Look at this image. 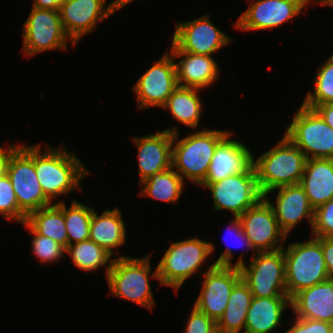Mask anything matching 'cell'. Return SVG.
Returning a JSON list of instances; mask_svg holds the SVG:
<instances>
[{
    "instance_id": "4dcf8cb0",
    "label": "cell",
    "mask_w": 333,
    "mask_h": 333,
    "mask_svg": "<svg viewBox=\"0 0 333 333\" xmlns=\"http://www.w3.org/2000/svg\"><path fill=\"white\" fill-rule=\"evenodd\" d=\"M94 208L76 201L71 202L69 208L64 202V221L68 235V245L89 239L90 221Z\"/></svg>"
},
{
    "instance_id": "4316f807",
    "label": "cell",
    "mask_w": 333,
    "mask_h": 333,
    "mask_svg": "<svg viewBox=\"0 0 333 333\" xmlns=\"http://www.w3.org/2000/svg\"><path fill=\"white\" fill-rule=\"evenodd\" d=\"M26 222L40 235L53 239L65 249L68 235L64 221V201L31 212Z\"/></svg>"
},
{
    "instance_id": "ffe728a7",
    "label": "cell",
    "mask_w": 333,
    "mask_h": 333,
    "mask_svg": "<svg viewBox=\"0 0 333 333\" xmlns=\"http://www.w3.org/2000/svg\"><path fill=\"white\" fill-rule=\"evenodd\" d=\"M279 190L276 205L268 196L263 198L271 205L280 229L287 235L303 219L307 218L313 224L314 208L310 205L304 188L300 184L276 188Z\"/></svg>"
},
{
    "instance_id": "5b68a950",
    "label": "cell",
    "mask_w": 333,
    "mask_h": 333,
    "mask_svg": "<svg viewBox=\"0 0 333 333\" xmlns=\"http://www.w3.org/2000/svg\"><path fill=\"white\" fill-rule=\"evenodd\" d=\"M283 249L285 281L288 297L299 291L329 279L323 257L321 237H312L306 242H294Z\"/></svg>"
},
{
    "instance_id": "8992f818",
    "label": "cell",
    "mask_w": 333,
    "mask_h": 333,
    "mask_svg": "<svg viewBox=\"0 0 333 333\" xmlns=\"http://www.w3.org/2000/svg\"><path fill=\"white\" fill-rule=\"evenodd\" d=\"M149 259V255L143 258L126 255L114 258L106 277L111 295L151 310L155 302L149 282L151 272Z\"/></svg>"
},
{
    "instance_id": "8d00e7d4",
    "label": "cell",
    "mask_w": 333,
    "mask_h": 333,
    "mask_svg": "<svg viewBox=\"0 0 333 333\" xmlns=\"http://www.w3.org/2000/svg\"><path fill=\"white\" fill-rule=\"evenodd\" d=\"M184 333H217V323L193 306Z\"/></svg>"
},
{
    "instance_id": "7bdbcfd3",
    "label": "cell",
    "mask_w": 333,
    "mask_h": 333,
    "mask_svg": "<svg viewBox=\"0 0 333 333\" xmlns=\"http://www.w3.org/2000/svg\"><path fill=\"white\" fill-rule=\"evenodd\" d=\"M134 0H114L116 10L121 9L122 7L126 6V4H129L130 2H133Z\"/></svg>"
},
{
    "instance_id": "8fae6325",
    "label": "cell",
    "mask_w": 333,
    "mask_h": 333,
    "mask_svg": "<svg viewBox=\"0 0 333 333\" xmlns=\"http://www.w3.org/2000/svg\"><path fill=\"white\" fill-rule=\"evenodd\" d=\"M200 186L211 191L215 211L229 210L234 217H239L263 198L253 165L245 173Z\"/></svg>"
},
{
    "instance_id": "e0dca14e",
    "label": "cell",
    "mask_w": 333,
    "mask_h": 333,
    "mask_svg": "<svg viewBox=\"0 0 333 333\" xmlns=\"http://www.w3.org/2000/svg\"><path fill=\"white\" fill-rule=\"evenodd\" d=\"M306 7L303 0H256L235 22L241 31L275 29L298 16Z\"/></svg>"
},
{
    "instance_id": "484cf974",
    "label": "cell",
    "mask_w": 333,
    "mask_h": 333,
    "mask_svg": "<svg viewBox=\"0 0 333 333\" xmlns=\"http://www.w3.org/2000/svg\"><path fill=\"white\" fill-rule=\"evenodd\" d=\"M253 295L248 285L240 279L233 287L223 316L217 322V333L245 331L247 311Z\"/></svg>"
},
{
    "instance_id": "277c9868",
    "label": "cell",
    "mask_w": 333,
    "mask_h": 333,
    "mask_svg": "<svg viewBox=\"0 0 333 333\" xmlns=\"http://www.w3.org/2000/svg\"><path fill=\"white\" fill-rule=\"evenodd\" d=\"M171 243L150 278L161 285L171 286L177 292L184 282L203 268L204 262L215 250L212 242L197 237Z\"/></svg>"
},
{
    "instance_id": "836d02e7",
    "label": "cell",
    "mask_w": 333,
    "mask_h": 333,
    "mask_svg": "<svg viewBox=\"0 0 333 333\" xmlns=\"http://www.w3.org/2000/svg\"><path fill=\"white\" fill-rule=\"evenodd\" d=\"M22 225L34 235L31 241L32 251L42 264L43 262L53 263L63 258L62 256H64L66 249L62 245L49 237L38 234L26 221Z\"/></svg>"
},
{
    "instance_id": "2e32d148",
    "label": "cell",
    "mask_w": 333,
    "mask_h": 333,
    "mask_svg": "<svg viewBox=\"0 0 333 333\" xmlns=\"http://www.w3.org/2000/svg\"><path fill=\"white\" fill-rule=\"evenodd\" d=\"M116 11L114 1L107 6L106 0H64L59 8L63 28L75 44L81 37L91 33L98 21Z\"/></svg>"
},
{
    "instance_id": "ba28073f",
    "label": "cell",
    "mask_w": 333,
    "mask_h": 333,
    "mask_svg": "<svg viewBox=\"0 0 333 333\" xmlns=\"http://www.w3.org/2000/svg\"><path fill=\"white\" fill-rule=\"evenodd\" d=\"M249 264L247 267L241 254L234 266L239 267L241 279L248 285L254 297H288L283 249L256 252Z\"/></svg>"
},
{
    "instance_id": "7402d4cb",
    "label": "cell",
    "mask_w": 333,
    "mask_h": 333,
    "mask_svg": "<svg viewBox=\"0 0 333 333\" xmlns=\"http://www.w3.org/2000/svg\"><path fill=\"white\" fill-rule=\"evenodd\" d=\"M295 317L333 324V279L305 288L291 298Z\"/></svg>"
},
{
    "instance_id": "f1b7e54d",
    "label": "cell",
    "mask_w": 333,
    "mask_h": 333,
    "mask_svg": "<svg viewBox=\"0 0 333 333\" xmlns=\"http://www.w3.org/2000/svg\"><path fill=\"white\" fill-rule=\"evenodd\" d=\"M140 184L143 186L140 195L164 202L175 203L179 200L183 192L184 180L171 167L166 171L153 174Z\"/></svg>"
},
{
    "instance_id": "b9f144b4",
    "label": "cell",
    "mask_w": 333,
    "mask_h": 333,
    "mask_svg": "<svg viewBox=\"0 0 333 333\" xmlns=\"http://www.w3.org/2000/svg\"><path fill=\"white\" fill-rule=\"evenodd\" d=\"M9 147L6 149L0 147V176L6 173V164L8 161L9 152L15 147L13 145H8Z\"/></svg>"
},
{
    "instance_id": "83f0119b",
    "label": "cell",
    "mask_w": 333,
    "mask_h": 333,
    "mask_svg": "<svg viewBox=\"0 0 333 333\" xmlns=\"http://www.w3.org/2000/svg\"><path fill=\"white\" fill-rule=\"evenodd\" d=\"M198 91L200 90L178 85L162 108L169 109L177 121L197 130L202 113V102Z\"/></svg>"
},
{
    "instance_id": "44dd1931",
    "label": "cell",
    "mask_w": 333,
    "mask_h": 333,
    "mask_svg": "<svg viewBox=\"0 0 333 333\" xmlns=\"http://www.w3.org/2000/svg\"><path fill=\"white\" fill-rule=\"evenodd\" d=\"M170 53L174 60L181 58L175 63L179 86L200 90L218 79L220 68L212 56L182 52L173 43Z\"/></svg>"
},
{
    "instance_id": "60d3db41",
    "label": "cell",
    "mask_w": 333,
    "mask_h": 333,
    "mask_svg": "<svg viewBox=\"0 0 333 333\" xmlns=\"http://www.w3.org/2000/svg\"><path fill=\"white\" fill-rule=\"evenodd\" d=\"M63 1L64 0H33L34 4L32 6L39 9L59 10Z\"/></svg>"
},
{
    "instance_id": "52a82bcc",
    "label": "cell",
    "mask_w": 333,
    "mask_h": 333,
    "mask_svg": "<svg viewBox=\"0 0 333 333\" xmlns=\"http://www.w3.org/2000/svg\"><path fill=\"white\" fill-rule=\"evenodd\" d=\"M6 174L12 183L19 208L28 216L52 202L45 196L34 166V145L16 146L9 152Z\"/></svg>"
},
{
    "instance_id": "5bb4252c",
    "label": "cell",
    "mask_w": 333,
    "mask_h": 333,
    "mask_svg": "<svg viewBox=\"0 0 333 333\" xmlns=\"http://www.w3.org/2000/svg\"><path fill=\"white\" fill-rule=\"evenodd\" d=\"M177 86L175 62L166 51L133 86L138 107H163Z\"/></svg>"
},
{
    "instance_id": "30bf717a",
    "label": "cell",
    "mask_w": 333,
    "mask_h": 333,
    "mask_svg": "<svg viewBox=\"0 0 333 333\" xmlns=\"http://www.w3.org/2000/svg\"><path fill=\"white\" fill-rule=\"evenodd\" d=\"M22 36V49L27 57L45 50H66L67 40L71 41L73 47L76 45L63 28L59 10L32 7L23 25Z\"/></svg>"
},
{
    "instance_id": "d6a6232c",
    "label": "cell",
    "mask_w": 333,
    "mask_h": 333,
    "mask_svg": "<svg viewBox=\"0 0 333 333\" xmlns=\"http://www.w3.org/2000/svg\"><path fill=\"white\" fill-rule=\"evenodd\" d=\"M0 215L8 220L24 223L27 215L19 208L9 176H0Z\"/></svg>"
},
{
    "instance_id": "3957f363",
    "label": "cell",
    "mask_w": 333,
    "mask_h": 333,
    "mask_svg": "<svg viewBox=\"0 0 333 333\" xmlns=\"http://www.w3.org/2000/svg\"><path fill=\"white\" fill-rule=\"evenodd\" d=\"M177 128L165 129V131L173 134L172 168L183 180L186 177L192 183L195 182L200 185L207 176V171L218 143L229 132L226 130L204 129L178 140L180 132H178Z\"/></svg>"
},
{
    "instance_id": "7a4b0ae2",
    "label": "cell",
    "mask_w": 333,
    "mask_h": 333,
    "mask_svg": "<svg viewBox=\"0 0 333 333\" xmlns=\"http://www.w3.org/2000/svg\"><path fill=\"white\" fill-rule=\"evenodd\" d=\"M305 154L287 137L278 141L274 148L253 157V166L259 189L268 196L274 189L300 184L304 173Z\"/></svg>"
},
{
    "instance_id": "603a6c76",
    "label": "cell",
    "mask_w": 333,
    "mask_h": 333,
    "mask_svg": "<svg viewBox=\"0 0 333 333\" xmlns=\"http://www.w3.org/2000/svg\"><path fill=\"white\" fill-rule=\"evenodd\" d=\"M300 185L314 209L333 199V159H307Z\"/></svg>"
},
{
    "instance_id": "d6986e66",
    "label": "cell",
    "mask_w": 333,
    "mask_h": 333,
    "mask_svg": "<svg viewBox=\"0 0 333 333\" xmlns=\"http://www.w3.org/2000/svg\"><path fill=\"white\" fill-rule=\"evenodd\" d=\"M133 141L138 148L140 183L172 167V133L159 130L155 134L134 137Z\"/></svg>"
},
{
    "instance_id": "ac0fdd59",
    "label": "cell",
    "mask_w": 333,
    "mask_h": 333,
    "mask_svg": "<svg viewBox=\"0 0 333 333\" xmlns=\"http://www.w3.org/2000/svg\"><path fill=\"white\" fill-rule=\"evenodd\" d=\"M229 132L217 145L207 176L201 184H210L240 173L253 165V153L240 141L230 139Z\"/></svg>"
},
{
    "instance_id": "f35d334b",
    "label": "cell",
    "mask_w": 333,
    "mask_h": 333,
    "mask_svg": "<svg viewBox=\"0 0 333 333\" xmlns=\"http://www.w3.org/2000/svg\"><path fill=\"white\" fill-rule=\"evenodd\" d=\"M321 246L328 276L333 279V238L321 237Z\"/></svg>"
},
{
    "instance_id": "e575fe53",
    "label": "cell",
    "mask_w": 333,
    "mask_h": 333,
    "mask_svg": "<svg viewBox=\"0 0 333 333\" xmlns=\"http://www.w3.org/2000/svg\"><path fill=\"white\" fill-rule=\"evenodd\" d=\"M312 237H331L333 235V199L314 209Z\"/></svg>"
},
{
    "instance_id": "9a60e30c",
    "label": "cell",
    "mask_w": 333,
    "mask_h": 333,
    "mask_svg": "<svg viewBox=\"0 0 333 333\" xmlns=\"http://www.w3.org/2000/svg\"><path fill=\"white\" fill-rule=\"evenodd\" d=\"M172 43L182 52L212 56L231 43V38L211 23L209 15H205L177 23Z\"/></svg>"
},
{
    "instance_id": "4fadbf2b",
    "label": "cell",
    "mask_w": 333,
    "mask_h": 333,
    "mask_svg": "<svg viewBox=\"0 0 333 333\" xmlns=\"http://www.w3.org/2000/svg\"><path fill=\"white\" fill-rule=\"evenodd\" d=\"M238 218L254 251L273 252L284 247L282 243L287 235L280 229L271 205L264 198Z\"/></svg>"
},
{
    "instance_id": "cb8c5ba5",
    "label": "cell",
    "mask_w": 333,
    "mask_h": 333,
    "mask_svg": "<svg viewBox=\"0 0 333 333\" xmlns=\"http://www.w3.org/2000/svg\"><path fill=\"white\" fill-rule=\"evenodd\" d=\"M291 307L289 297H254L247 311L245 333H271L281 325L283 311Z\"/></svg>"
},
{
    "instance_id": "9c48e42d",
    "label": "cell",
    "mask_w": 333,
    "mask_h": 333,
    "mask_svg": "<svg viewBox=\"0 0 333 333\" xmlns=\"http://www.w3.org/2000/svg\"><path fill=\"white\" fill-rule=\"evenodd\" d=\"M285 135L307 159H333V128L314 109L301 105Z\"/></svg>"
},
{
    "instance_id": "74e56055",
    "label": "cell",
    "mask_w": 333,
    "mask_h": 333,
    "mask_svg": "<svg viewBox=\"0 0 333 333\" xmlns=\"http://www.w3.org/2000/svg\"><path fill=\"white\" fill-rule=\"evenodd\" d=\"M294 325H291L284 333H330L332 323L320 320L295 317Z\"/></svg>"
},
{
    "instance_id": "ab89813d",
    "label": "cell",
    "mask_w": 333,
    "mask_h": 333,
    "mask_svg": "<svg viewBox=\"0 0 333 333\" xmlns=\"http://www.w3.org/2000/svg\"><path fill=\"white\" fill-rule=\"evenodd\" d=\"M314 110L322 117L326 124L333 128V103L318 105Z\"/></svg>"
},
{
    "instance_id": "7c38bea8",
    "label": "cell",
    "mask_w": 333,
    "mask_h": 333,
    "mask_svg": "<svg viewBox=\"0 0 333 333\" xmlns=\"http://www.w3.org/2000/svg\"><path fill=\"white\" fill-rule=\"evenodd\" d=\"M207 269L203 274L202 289L193 306L217 323L224 314L234 285L241 279V272L239 267L214 263Z\"/></svg>"
},
{
    "instance_id": "ee69618b",
    "label": "cell",
    "mask_w": 333,
    "mask_h": 333,
    "mask_svg": "<svg viewBox=\"0 0 333 333\" xmlns=\"http://www.w3.org/2000/svg\"><path fill=\"white\" fill-rule=\"evenodd\" d=\"M314 1V0H312ZM304 4L308 6V4L311 2V0H303ZM317 3L320 5H328L331 6L333 4V0H317Z\"/></svg>"
},
{
    "instance_id": "d4e9b609",
    "label": "cell",
    "mask_w": 333,
    "mask_h": 333,
    "mask_svg": "<svg viewBox=\"0 0 333 333\" xmlns=\"http://www.w3.org/2000/svg\"><path fill=\"white\" fill-rule=\"evenodd\" d=\"M125 227L122 213L117 207L106 209L100 216L94 209L90 221L89 239L113 256L114 248L117 249L125 243Z\"/></svg>"
},
{
    "instance_id": "f546056e",
    "label": "cell",
    "mask_w": 333,
    "mask_h": 333,
    "mask_svg": "<svg viewBox=\"0 0 333 333\" xmlns=\"http://www.w3.org/2000/svg\"><path fill=\"white\" fill-rule=\"evenodd\" d=\"M65 253L70 255L75 266L83 271H94L108 265L106 277L114 261L110 253L90 239L68 245Z\"/></svg>"
},
{
    "instance_id": "6da1fadb",
    "label": "cell",
    "mask_w": 333,
    "mask_h": 333,
    "mask_svg": "<svg viewBox=\"0 0 333 333\" xmlns=\"http://www.w3.org/2000/svg\"><path fill=\"white\" fill-rule=\"evenodd\" d=\"M38 143L34 145V166L45 196L52 202L56 196L73 190L81 191V180L89 171L75 154L65 147H45L41 153Z\"/></svg>"
},
{
    "instance_id": "1f68e13d",
    "label": "cell",
    "mask_w": 333,
    "mask_h": 333,
    "mask_svg": "<svg viewBox=\"0 0 333 333\" xmlns=\"http://www.w3.org/2000/svg\"><path fill=\"white\" fill-rule=\"evenodd\" d=\"M314 78V90L307 94L302 105L314 109L318 105L333 103V54L319 66Z\"/></svg>"
},
{
    "instance_id": "d590c367",
    "label": "cell",
    "mask_w": 333,
    "mask_h": 333,
    "mask_svg": "<svg viewBox=\"0 0 333 333\" xmlns=\"http://www.w3.org/2000/svg\"><path fill=\"white\" fill-rule=\"evenodd\" d=\"M233 220H231V223L229 224L230 226L228 227V229L232 228V233L234 232V236L235 238L241 243L239 244L238 247H246L245 249H247L248 251L250 250H254L253 246L251 245V242L248 240V238L246 237L245 233L242 230V226L241 223L239 221L238 217H234L232 218ZM230 232V235L232 234ZM233 236V235H231ZM231 240V239H230ZM229 242V241H228ZM230 244H227V248L222 251V253L220 254V256L218 257V259L214 262L215 265H220V266H234V264L231 262V260L233 259V253L231 251L230 248ZM236 247V246H235Z\"/></svg>"
}]
</instances>
